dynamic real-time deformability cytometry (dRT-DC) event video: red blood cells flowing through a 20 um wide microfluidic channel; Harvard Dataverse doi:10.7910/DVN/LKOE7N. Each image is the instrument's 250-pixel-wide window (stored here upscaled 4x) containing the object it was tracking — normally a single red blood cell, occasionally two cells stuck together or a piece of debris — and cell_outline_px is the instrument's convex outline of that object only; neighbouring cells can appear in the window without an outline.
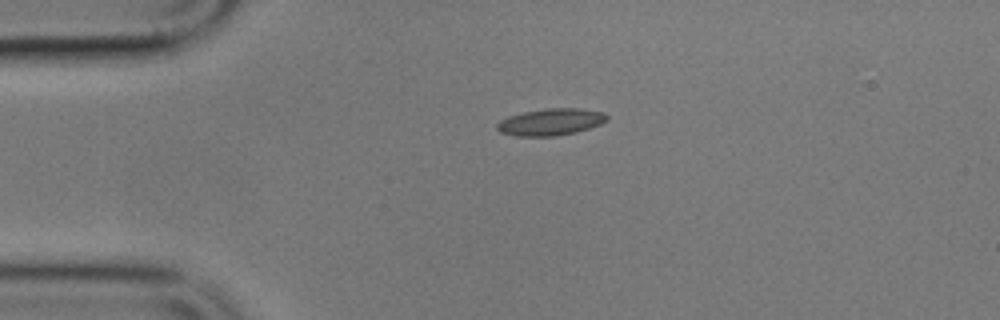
{"species": "common noctule bat (a hibernating species)", "species_latin": "Nyctalus noctula", "temperature_condition": "cold", "stored_images_in_passage": 2, "camera_frame_rate_fps": 3000, "um_per_image_px": 0.085, "animal": {"sex": "male", "body_mass_g": 17.9}, "frame": {"image": 1, "passage_image": 1, "time_ms": 0.0, "image_size_px": [1000, 320], "cell_outline_px": [[608, 120], [600, 124], [576, 132], [556, 136], [516, 136], [500, 132], [496, 128], [496, 124], [500, 120], [508, 116], [524, 112], [548, 108], [580, 108], [604, 112], [608, 116]], "centroid_in_image_um": [46.81, 10.36], "position_along_channel_um": 38.2, "area_um2": 17.22}}